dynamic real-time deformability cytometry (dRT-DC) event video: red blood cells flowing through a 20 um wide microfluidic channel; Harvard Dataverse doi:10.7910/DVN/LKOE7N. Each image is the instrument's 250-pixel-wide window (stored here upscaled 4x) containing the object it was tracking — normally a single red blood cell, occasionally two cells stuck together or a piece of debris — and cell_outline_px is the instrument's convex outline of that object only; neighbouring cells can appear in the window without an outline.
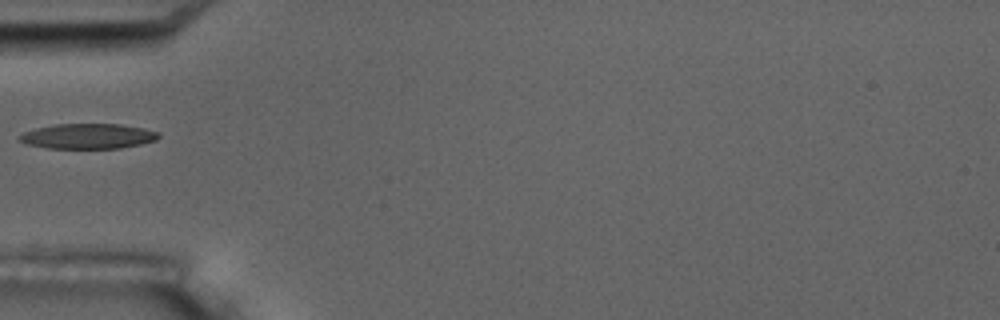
{"species": "common noctule bat (a hibernating species)", "species_latin": "Nyctalus noctula", "temperature_condition": "room temperature", "stored_images_in_passage": 2, "camera_frame_rate_fps": 3000, "um_per_image_px": 0.085, "animal": {"sex": "male", "body_mass_g": 17.5, "forearm_length_mm": 52.3}, "frame": {"image": 1, "passage_image": 1, "time_ms": 0.0, "image_size_px": [1000, 320], "cell_outline_px": [[160, 136], [156, 140], [140, 144], [120, 148], [48, 148], [28, 144], [20, 140], [16, 136], [24, 132], [36, 128], [56, 124], [120, 124], [144, 128], [160, 132]], "centroid_in_image_um": [7.5, 11.57], "position_along_channel_um": 77.5, "area_um2": 20.35}}